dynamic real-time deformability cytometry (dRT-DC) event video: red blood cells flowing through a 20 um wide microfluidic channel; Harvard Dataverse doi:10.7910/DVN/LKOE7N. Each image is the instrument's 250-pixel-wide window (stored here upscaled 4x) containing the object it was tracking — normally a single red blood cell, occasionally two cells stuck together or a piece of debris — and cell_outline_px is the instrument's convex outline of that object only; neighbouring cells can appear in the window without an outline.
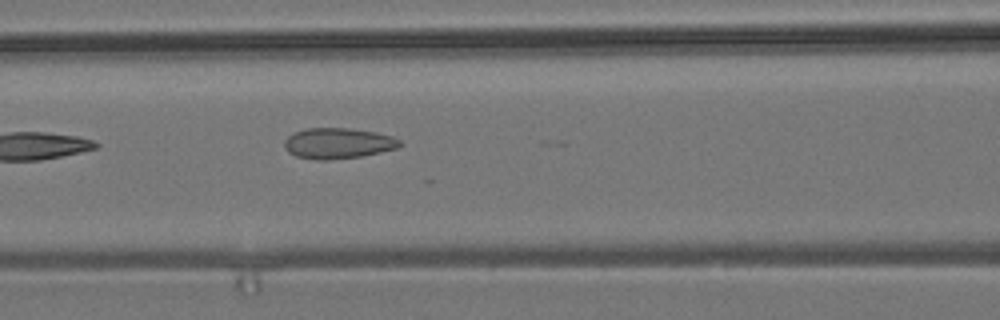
{"species": "common noctule bat (a hibernating species)", "species_latin": "Nyctalus noctula", "temperature_condition": "room temperature", "stored_images_in_passage": 6, "camera_frame_rate_fps": 3000, "um_per_image_px": 0.085, "animal": {"sex": "male", "body_mass_g": 19.2, "forearm_length_mm": 51.8}, "frame": {"image": 1, "passage_image": 6, "time_ms": 6.0, "image_size_px": [1000, 320], "cell_outline_px": [[404, 144], [396, 148], [380, 152], [360, 156], [328, 160], [316, 160], [296, 156], [288, 152], [284, 148], [284, 140], [288, 136], [296, 132], [308, 128], [348, 128], [376, 132], [392, 136], [400, 140]], "centroid_in_image_um": [28.73, 12.18], "position_along_channel_um": 137.9, "area_um2": 20.63}}